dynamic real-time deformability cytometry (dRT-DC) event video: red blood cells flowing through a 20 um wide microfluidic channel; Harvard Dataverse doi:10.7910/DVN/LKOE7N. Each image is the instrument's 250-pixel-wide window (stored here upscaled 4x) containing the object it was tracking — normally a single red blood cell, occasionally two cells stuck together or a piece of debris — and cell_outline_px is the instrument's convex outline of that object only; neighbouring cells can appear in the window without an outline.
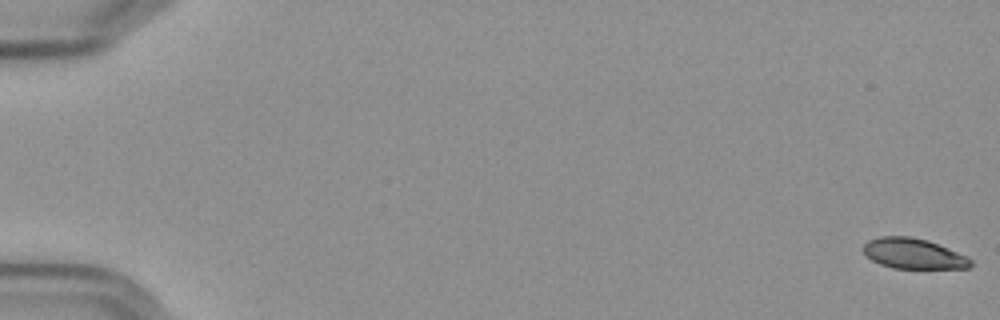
{"species": "Egyptian fruit bat (a non-hibernating species)", "species_latin": "Rousettus aegyptiacus", "temperature_condition": "cold", "stored_images_in_passage": 58, "camera_frame_rate_fps": 3000, "um_per_image_px": 0.085, "frame": {"image": 1, "passage_image": 1, "time_ms": 0.0, "image_size_px": [1000, 320], "cell_outline_px": [[972, 264], [968, 268], [892, 268], [880, 264], [864, 256], [864, 244], [868, 240], [880, 236], [908, 236], [928, 240], [968, 256], [972, 260]], "centroid_in_image_um": [77.63, 21.55], "position_along_channel_um": 7.4, "area_um2": 19.07}}
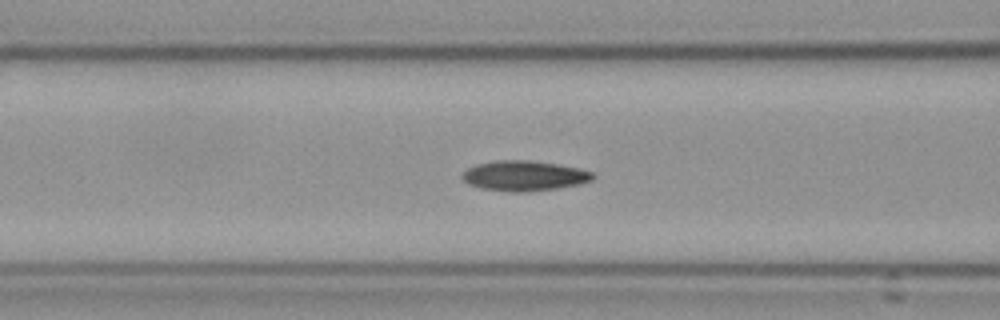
{"frame": {"image": 2, "passage_image": 25, "time_ms": 8.0, "image_size_px": [1000, 320], "cell_outline_px": [[596, 176], [592, 180], [580, 184], [556, 188], [524, 192], [512, 192], [480, 188], [468, 184], [460, 176], [468, 168], [476, 164], [496, 160], [528, 160], [556, 164], [576, 168], [592, 172]], "centroid_in_image_um": [44.53, 14.94], "position_along_channel_um": 122.1, "area_um2": 22.83}}
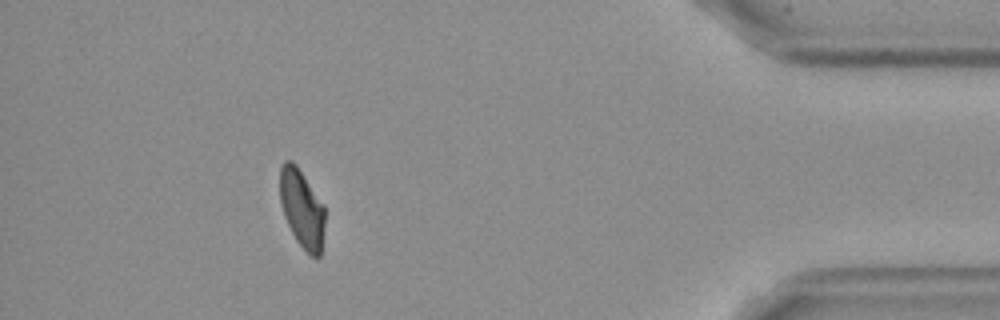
{"frame": {"image": 3, "passage_image": 53, "time_ms": 17.333, "image_size_px": [1000, 320], "cell_outline_px": [[324, 228], [320, 256], [312, 256], [296, 240], [284, 216], [280, 200], [280, 168], [284, 160], [292, 160], [296, 164], [324, 204]], "centroid_in_image_um": [25.66, 17.68], "position_along_channel_um": 409.5, "area_um2": 20.35}, "authors_computed_cell_mechanics": {"area_um2": 21.6461, "velocity_mm_per_s": 3.5818, "shape_relaxation_time_tau1_ms": 3.7272, "shape_relaxation_time_tau2_ms": 3.1706, "deformation_change_tau1": 0.1285, "deformation_change_tau2": 0.0719}}